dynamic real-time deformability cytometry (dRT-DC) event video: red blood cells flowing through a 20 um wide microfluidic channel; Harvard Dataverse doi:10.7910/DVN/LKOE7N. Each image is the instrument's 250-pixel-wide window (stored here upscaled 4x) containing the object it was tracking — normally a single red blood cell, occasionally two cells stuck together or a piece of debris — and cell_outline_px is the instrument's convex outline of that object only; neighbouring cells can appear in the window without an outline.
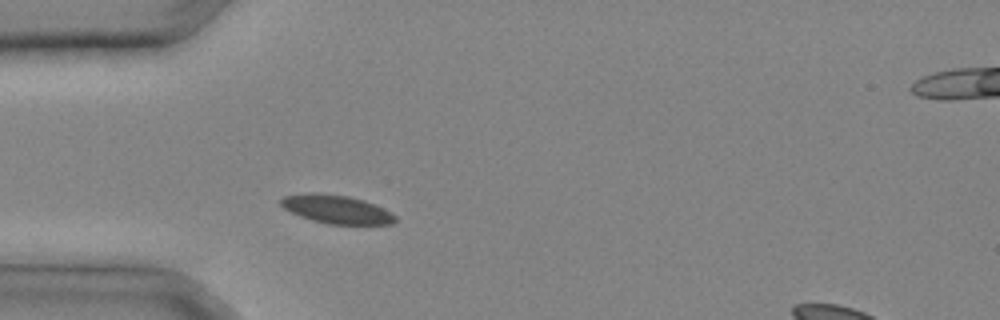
{"species": "common noctule bat (a hibernating species)", "species_latin": "Nyctalus noctula", "temperature_condition": "cold", "stored_images_in_passage": 23, "camera_frame_rate_fps": 3000, "um_per_image_px": 0.085, "animal": {"sex": "male", "body_mass_g": 20.4}, "frame": {"image": 1, "passage_image": 1, "time_ms": 0.0, "image_size_px": [1000, 320], "cell_outline_px": [[396, 220], [392, 224], [328, 224], [312, 220], [300, 216], [284, 208], [280, 204], [280, 200], [284, 196], [308, 192], [316, 192], [348, 196], [364, 200], [384, 208], [392, 212], [396, 216]], "centroid_in_image_um": [28.61, 17.78], "position_along_channel_um": 56.4, "area_um2": 19.02}}
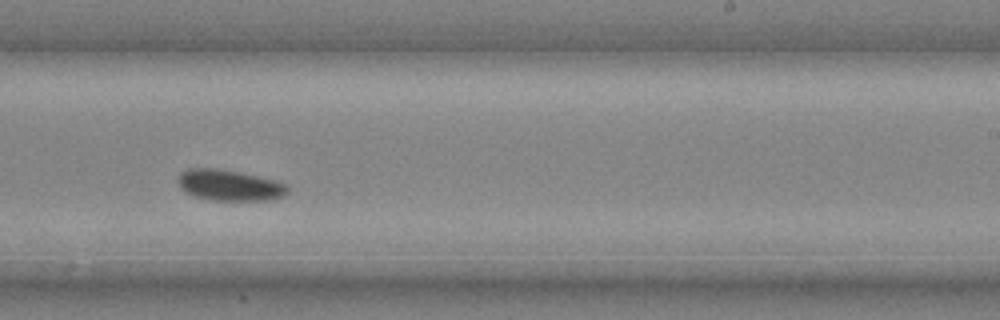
{"frame": {"image": 2, "passage_image": 12, "time_ms": 3.667, "image_size_px": [1000, 320], "cell_outline_px": [[288, 192], [284, 196], [272, 200], [212, 200], [196, 196], [184, 192], [180, 188], [180, 172], [188, 168], [216, 168], [240, 172], [276, 180], [288, 184]], "centroid_in_image_um": [19.55, 15.74], "position_along_channel_um": 269.5, "area_um2": 19.83}}
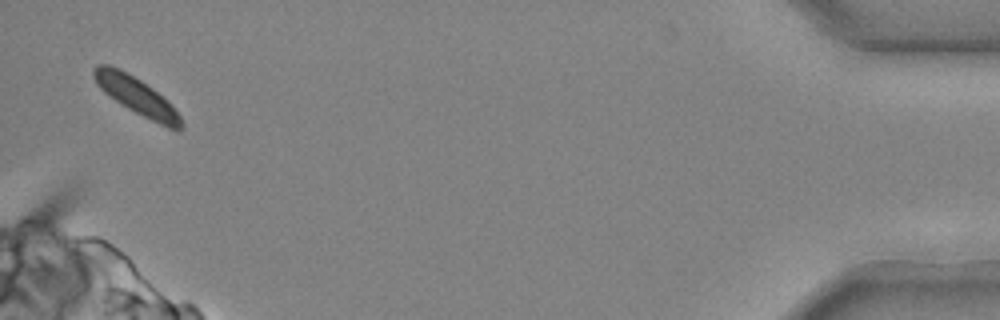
{"frame": {"image": 3, "passage_image": 23, "time_ms": 7.333, "image_size_px": [1000, 320], "cell_outline_px": [[184, 128], [180, 132], [176, 132], [128, 108], [104, 92], [96, 84], [92, 76], [92, 68], [96, 64], [108, 64], [120, 68], [140, 80], [152, 88], [168, 100], [180, 116], [184, 124]], "centroid_in_image_um": [11.62, 8.15], "position_along_channel_um": 423.6, "area_um2": 19.07}}